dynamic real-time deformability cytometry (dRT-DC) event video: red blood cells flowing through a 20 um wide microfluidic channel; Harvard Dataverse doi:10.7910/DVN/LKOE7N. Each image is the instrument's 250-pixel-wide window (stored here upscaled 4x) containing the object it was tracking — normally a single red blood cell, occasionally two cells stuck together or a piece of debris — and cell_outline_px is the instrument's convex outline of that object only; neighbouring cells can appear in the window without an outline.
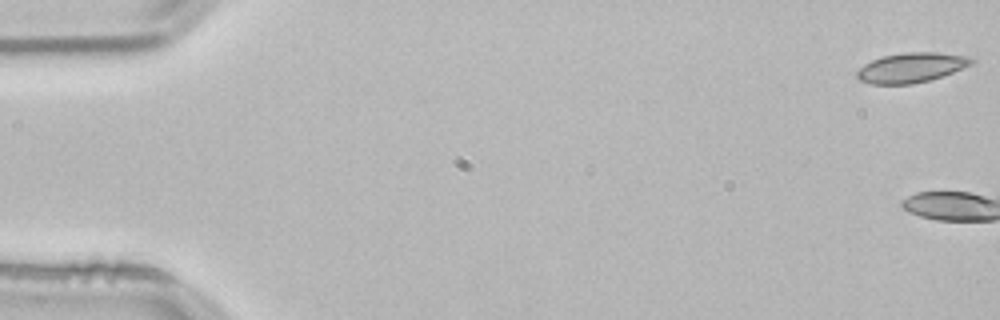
{"species": "common noctule bat (a hibernating species)", "species_latin": "Nyctalus noctula", "temperature_condition": "room temperature", "stored_images_in_passage": 3, "camera_frame_rate_fps": 3000, "um_per_image_px": 0.085, "animal": {"sex": "male", "body_mass_g": 21.5, "forearm_length_mm": 52.0}, "frame": {"image": 1, "passage_image": 1, "time_ms": 0.0, "image_size_px": [1000, 320], "cell_outline_px": [[976, 60], [972, 64], [952, 72], [928, 80], [912, 84], [872, 84], [860, 80], [856, 76], [856, 72], [864, 64], [872, 60], [884, 56], [904, 52], [936, 52], [972, 56]], "centroid_in_image_um": [77.48, 5.73], "position_along_channel_um": 7.5, "area_um2": 19.83}}